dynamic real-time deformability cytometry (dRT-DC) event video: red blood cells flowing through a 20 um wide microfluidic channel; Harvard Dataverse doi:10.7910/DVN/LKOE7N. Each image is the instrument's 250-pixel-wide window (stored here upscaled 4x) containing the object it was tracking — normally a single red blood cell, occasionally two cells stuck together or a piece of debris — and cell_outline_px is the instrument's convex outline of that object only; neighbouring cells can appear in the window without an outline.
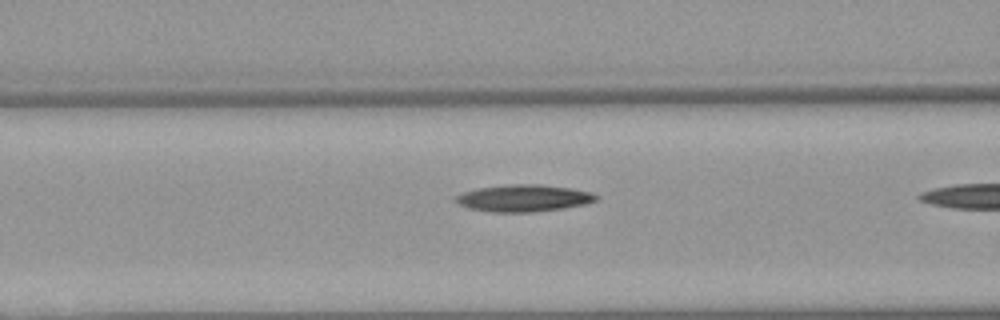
{"species": "Egyptian fruit bat (a non-hibernating species)", "species_latin": "Rousettus aegyptiacus", "temperature_condition": "warm", "stored_images_in_passage": 18, "camera_frame_rate_fps": 3000, "um_per_image_px": 0.085, "animal": {"sex": "female"}, "frame": {"image": 1, "passage_image": 14, "time_ms": 4.333, "image_size_px": [1000, 320], "cell_outline_px": [[596, 200], [584, 204], [564, 208], [532, 212], [488, 212], [468, 208], [452, 200], [456, 196], [464, 192], [476, 188], [512, 184], [540, 184], [572, 188], [592, 192], [596, 196]], "centroid_in_image_um": [44.48, 16.84], "position_along_channel_um": 122.1, "area_um2": 22.08}}
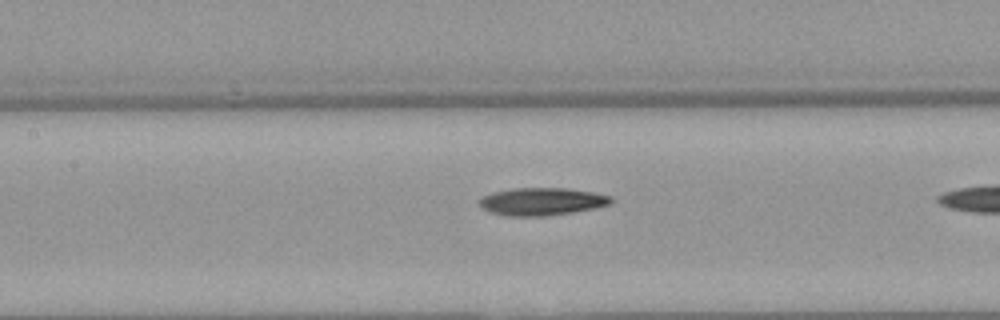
{"frame": {"image": 2, "passage_image": 17, "time_ms": 5.333, "image_size_px": [1000, 320], "cell_outline_px": [[612, 204], [596, 208], [572, 212], [544, 216], [508, 216], [492, 212], [484, 208], [476, 200], [492, 192], [512, 188], [568, 188], [592, 192], [612, 196]], "centroid_in_image_um": [46.08, 17.12], "position_along_channel_um": 161.3, "area_um2": 21.21}}